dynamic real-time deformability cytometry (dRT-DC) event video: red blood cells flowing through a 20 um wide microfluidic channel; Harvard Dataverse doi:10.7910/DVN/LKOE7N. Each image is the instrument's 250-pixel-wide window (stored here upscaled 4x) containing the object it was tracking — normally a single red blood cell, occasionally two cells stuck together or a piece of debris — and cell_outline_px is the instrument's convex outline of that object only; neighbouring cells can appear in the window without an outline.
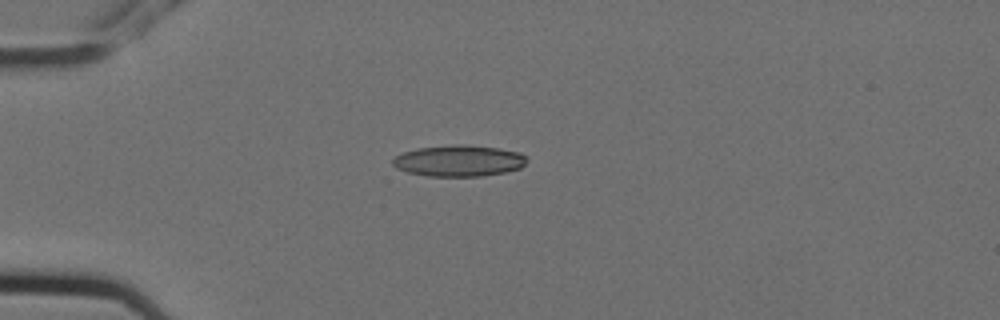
{"species": "Egyptian fruit bat (a non-hibernating species)", "species_latin": "Rousettus aegyptiacus", "temperature_condition": "cold", "stored_images_in_passage": 8, "camera_frame_rate_fps": 3000, "um_per_image_px": 0.085, "animal": {"sex": "female"}, "frame": {"image": 1, "passage_image": 5, "time_ms": 1.333, "image_size_px": [1000, 320], "cell_outline_px": [[528, 160], [520, 168], [504, 172], [480, 176], [428, 176], [408, 172], [396, 168], [392, 164], [392, 160], [396, 156], [404, 152], [416, 148], [456, 144], [468, 144], [500, 148], [520, 152]], "centroid_in_image_um": [39.0, 13.65], "position_along_channel_um": 46.0, "area_um2": 24.51}}
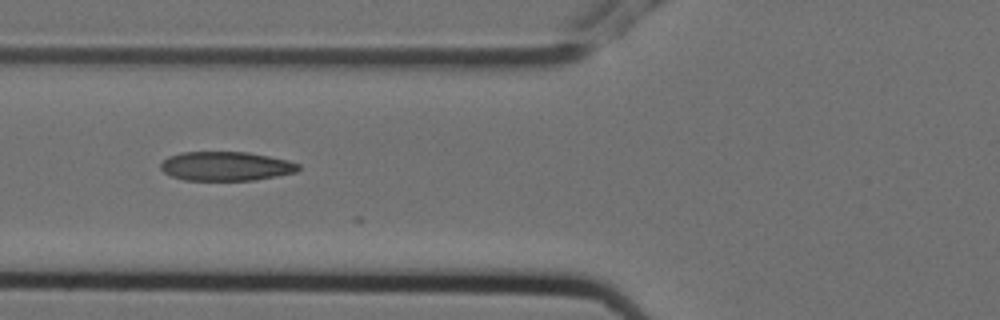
{"frame": {"image": 2, "passage_image": 7, "time_ms": 2.0, "image_size_px": [1000, 320], "cell_outline_px": [[300, 168], [296, 172], [276, 176], [252, 180], [184, 180], [172, 176], [164, 172], [160, 168], [160, 164], [168, 156], [180, 152], [248, 152], [288, 160], [300, 164]], "centroid_in_image_um": [19.19, 14.12], "position_along_channel_um": 106.6, "area_um2": 23.35}}